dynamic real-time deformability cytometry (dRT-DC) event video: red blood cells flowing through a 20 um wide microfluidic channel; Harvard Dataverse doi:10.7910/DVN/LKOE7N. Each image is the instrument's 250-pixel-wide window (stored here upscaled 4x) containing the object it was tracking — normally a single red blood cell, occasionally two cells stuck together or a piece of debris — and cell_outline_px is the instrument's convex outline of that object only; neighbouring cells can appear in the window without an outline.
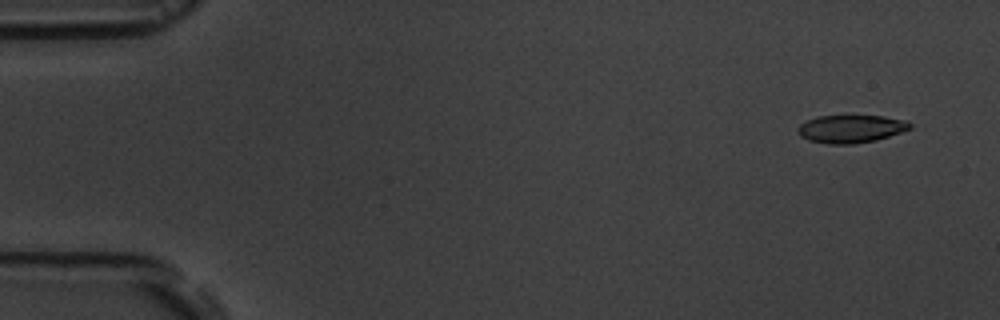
{"species": "common noctule bat (a hibernating species)", "species_latin": "Nyctalus noctula", "temperature_condition": "room temperature", "stored_images_in_passage": 5, "camera_frame_rate_fps": 3000, "um_per_image_px": 0.085, "animal": {"sex": "male", "body_mass_g": 19.5, "forearm_length_mm": 54.6}, "frame": {"image": 1, "passage_image": 1, "time_ms": 0.0, "image_size_px": [1000, 320], "cell_outline_px": [[912, 128], [876, 140], [852, 144], [828, 144], [808, 140], [800, 136], [796, 128], [800, 124], [808, 120], [820, 116], [884, 116], [908, 120], [912, 124]], "centroid_in_image_um": [72.34, 10.95], "position_along_channel_um": 12.7, "area_um2": 18.21}}
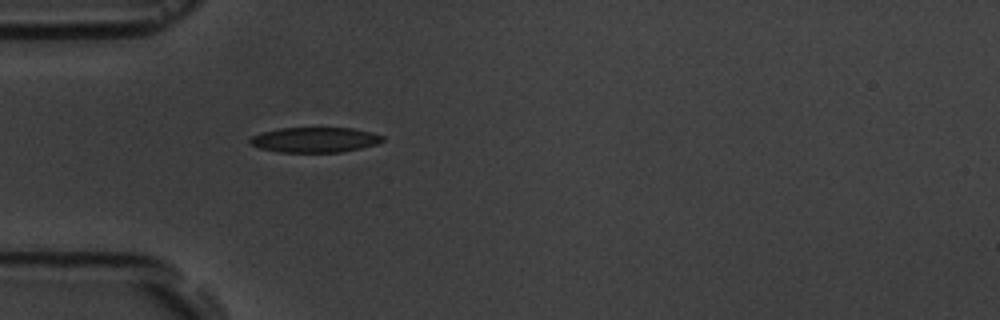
{"frame": {"image": 2, "passage_image": 5, "time_ms": 4.333, "image_size_px": [1000, 320], "cell_outline_px": [[384, 140], [376, 144], [360, 148], [340, 152], [280, 152], [260, 148], [248, 144], [248, 140], [252, 136], [260, 132], [280, 128], [352, 128], [372, 132], [384, 136]], "centroid_in_image_um": [26.73, 11.88], "position_along_channel_um": 58.3, "area_um2": 19.48}}